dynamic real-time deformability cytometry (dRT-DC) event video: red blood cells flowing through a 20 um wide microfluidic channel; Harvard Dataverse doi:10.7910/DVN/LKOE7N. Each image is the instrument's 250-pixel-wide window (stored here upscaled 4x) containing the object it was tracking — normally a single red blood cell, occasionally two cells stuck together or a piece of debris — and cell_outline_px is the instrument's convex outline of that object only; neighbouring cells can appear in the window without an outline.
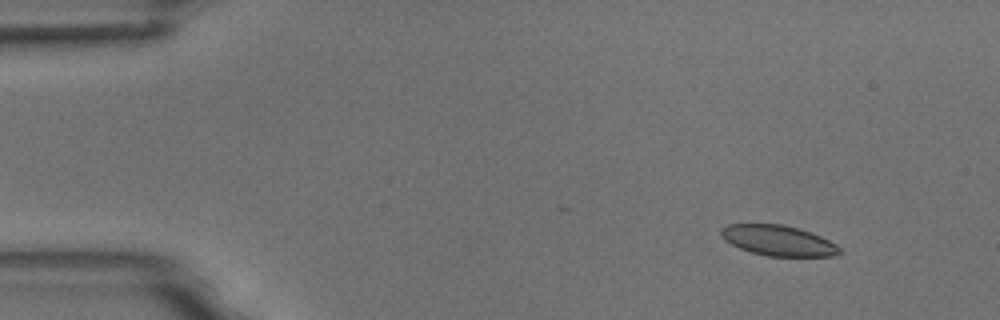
{"species": "common noctule bat (a hibernating species)", "species_latin": "Nyctalus noctula", "temperature_condition": "room temperature", "stored_images_in_passage": 6, "camera_frame_rate_fps": 3000, "um_per_image_px": 0.085, "animal": {"sex": "male", "body_mass_g": 18.8}, "frame": {"image": 1, "passage_image": 2, "time_ms": 0.333, "image_size_px": [1000, 320], "cell_outline_px": [[844, 252], [832, 256], [768, 256], [752, 252], [740, 248], [724, 240], [720, 236], [720, 228], [728, 224], [784, 224], [800, 228], [820, 236], [836, 244]], "centroid_in_image_um": [66.14, 20.43], "position_along_channel_um": 18.9, "area_um2": 21.1}}
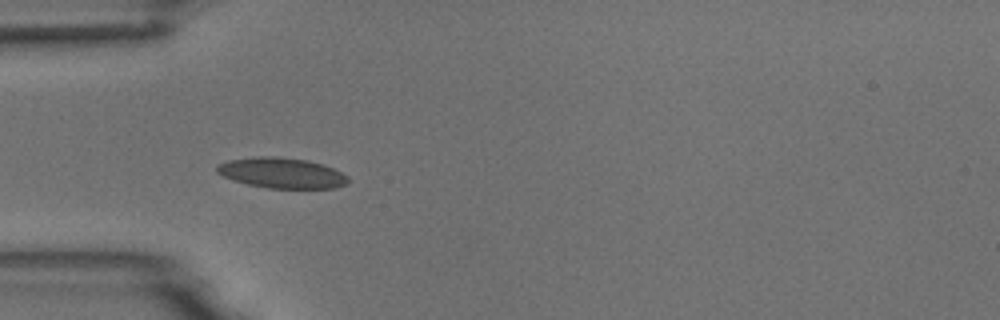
{"frame": {"image": 2, "passage_image": 5, "time_ms": 1.333, "image_size_px": [1000, 320], "cell_outline_px": [[348, 184], [332, 188], [268, 188], [248, 184], [232, 180], [216, 172], [216, 164], [228, 160], [256, 156], [276, 156], [308, 160], [324, 164], [348, 176]], "centroid_in_image_um": [23.93, 14.69], "position_along_channel_um": 61.1, "area_um2": 23.41}}